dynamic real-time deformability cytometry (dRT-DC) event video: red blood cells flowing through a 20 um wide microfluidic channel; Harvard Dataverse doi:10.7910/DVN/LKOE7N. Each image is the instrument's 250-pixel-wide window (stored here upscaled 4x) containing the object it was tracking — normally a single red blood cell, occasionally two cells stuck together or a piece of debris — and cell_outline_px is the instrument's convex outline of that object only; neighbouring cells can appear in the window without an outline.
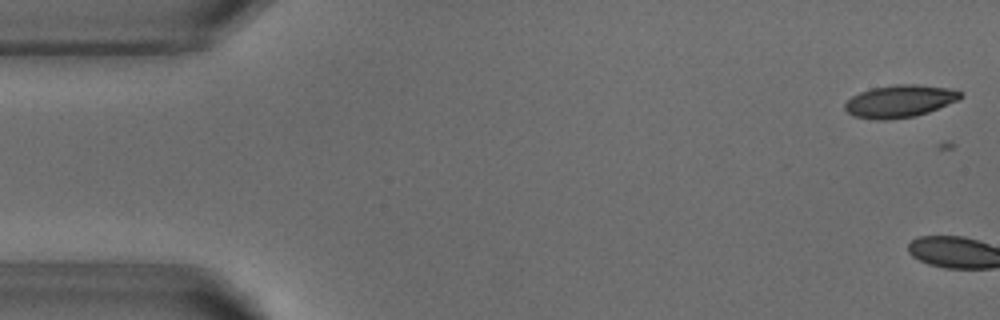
{"species": "common noctule bat (a hibernating species)", "species_latin": "Nyctalus noctula", "temperature_condition": "warm", "stored_images_in_passage": 4, "camera_frame_rate_fps": 3000, "um_per_image_px": 0.085, "animal": {"sex": "male", "body_mass_g": 18.8}, "frame": {"image": 1, "passage_image": 2, "time_ms": 0.333, "image_size_px": [1000, 320], "cell_outline_px": [[964, 96], [960, 100], [928, 112], [916, 116], [884, 120], [876, 120], [852, 116], [844, 108], [844, 104], [852, 96], [860, 92], [872, 88], [896, 84], [916, 84], [948, 88], [960, 92]], "centroid_in_image_um": [76.48, 8.6], "position_along_channel_um": 8.5, "area_um2": 21.91}}